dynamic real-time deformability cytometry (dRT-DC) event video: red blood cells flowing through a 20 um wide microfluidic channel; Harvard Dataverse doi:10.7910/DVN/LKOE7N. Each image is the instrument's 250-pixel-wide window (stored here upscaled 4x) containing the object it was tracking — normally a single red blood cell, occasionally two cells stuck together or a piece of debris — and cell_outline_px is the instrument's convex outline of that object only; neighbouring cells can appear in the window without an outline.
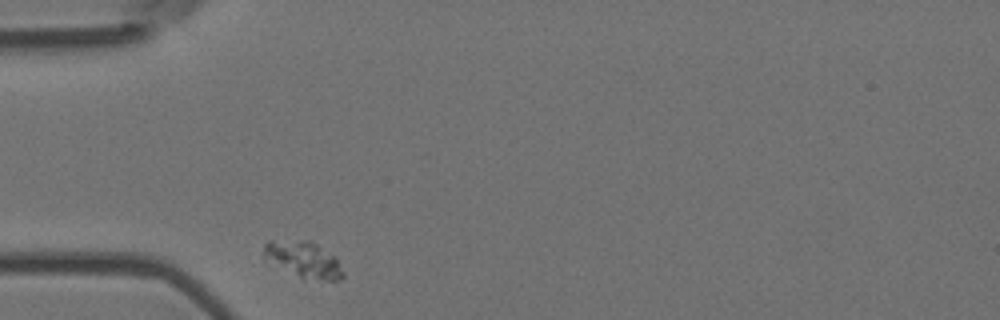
{"species": "Egyptian fruit bat (a non-hibernating species)", "species_latin": "Rousettus aegyptiacus", "temperature_condition": "room temperature", "stored_images_in_passage": 1, "camera_frame_rate_fps": 3000, "um_per_image_px": 0.085, "animal": {"sex": "female"}, "frame": {"image": 1, "passage_image": 1, "time_ms": 0.0, "image_size_px": [1000, 320], "cell_outline_px": [[344, 276], [340, 280], [328, 280], [300, 276], [264, 260], [264, 244], [268, 240], [312, 240], [332, 256], [336, 260], [344, 272]], "centroid_in_image_um": [25.76, 22.02], "position_along_channel_um": 59.2, "area_um2": 16.3}}